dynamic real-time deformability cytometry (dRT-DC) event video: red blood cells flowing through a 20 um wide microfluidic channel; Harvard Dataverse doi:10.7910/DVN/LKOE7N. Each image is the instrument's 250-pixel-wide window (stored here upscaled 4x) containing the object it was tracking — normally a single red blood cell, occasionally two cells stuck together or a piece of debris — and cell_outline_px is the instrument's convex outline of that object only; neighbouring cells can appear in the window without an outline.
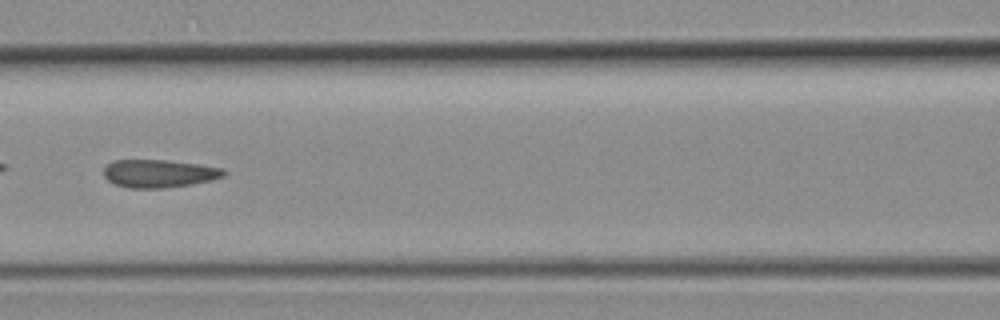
{"species": "common noctule bat (a hibernating species)", "species_latin": "Nyctalus noctula", "temperature_condition": "room temperature", "stored_images_in_passage": 36, "camera_frame_rate_fps": 3000, "um_per_image_px": 0.085, "animal": {"sex": "female", "body_mass_g": 19.3, "forearm_length_mm": 54.1}, "frame": {"image": 1, "passage_image": 11, "time_ms": 3.333, "image_size_px": [1000, 320], "cell_outline_px": [[228, 172], [224, 176], [212, 180], [192, 184], [164, 188], [128, 188], [116, 184], [108, 180], [104, 176], [104, 168], [108, 164], [116, 160], [168, 160], [200, 164], [224, 168]], "centroid_in_image_um": [13.57, 14.74], "position_along_channel_um": 153.0, "area_um2": 19.65}}
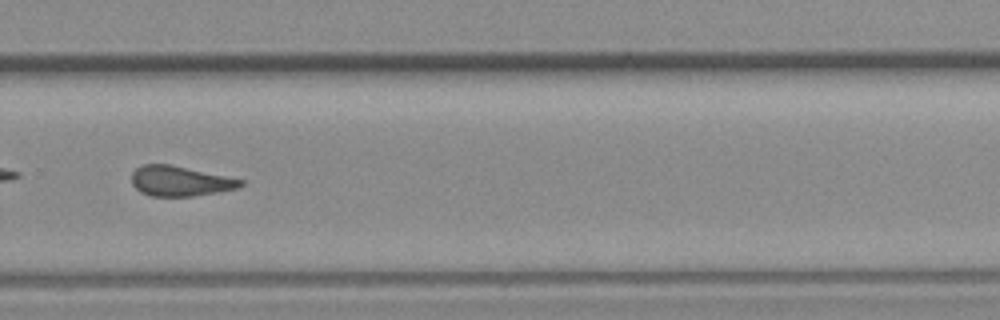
{"frame": {"image": 2, "passage_image": 21, "time_ms": 6.667, "image_size_px": [1000, 320], "cell_outline_px": [[244, 184], [236, 188], [216, 192], [192, 196], [152, 196], [140, 192], [132, 184], [132, 172], [136, 168], [144, 164], [168, 164], [244, 180]], "centroid_in_image_um": [15.26, 15.39], "position_along_channel_um": 314.5, "area_um2": 18.79}}
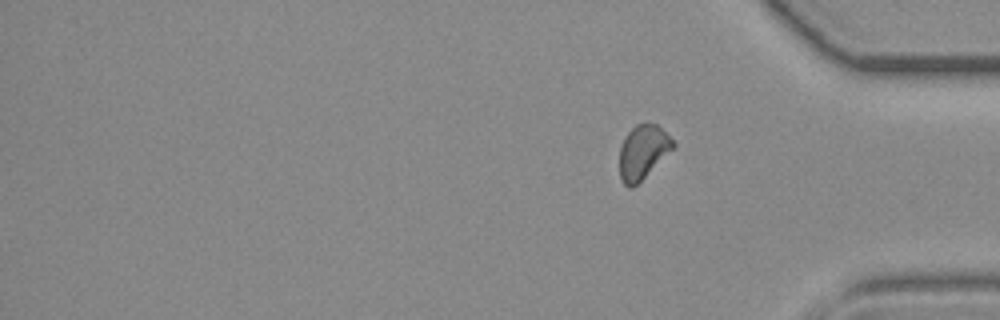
{"frame": {"image": 3, "passage_image": 36, "time_ms": 11.667, "image_size_px": [1000, 320], "cell_outline_px": [[676, 144], [632, 188], [628, 188], [624, 184], [620, 176], [620, 148], [628, 132], [636, 124], [656, 124]], "centroid_in_image_um": [54.6, 12.92], "position_along_channel_um": 380.6, "area_um2": 16.01}}